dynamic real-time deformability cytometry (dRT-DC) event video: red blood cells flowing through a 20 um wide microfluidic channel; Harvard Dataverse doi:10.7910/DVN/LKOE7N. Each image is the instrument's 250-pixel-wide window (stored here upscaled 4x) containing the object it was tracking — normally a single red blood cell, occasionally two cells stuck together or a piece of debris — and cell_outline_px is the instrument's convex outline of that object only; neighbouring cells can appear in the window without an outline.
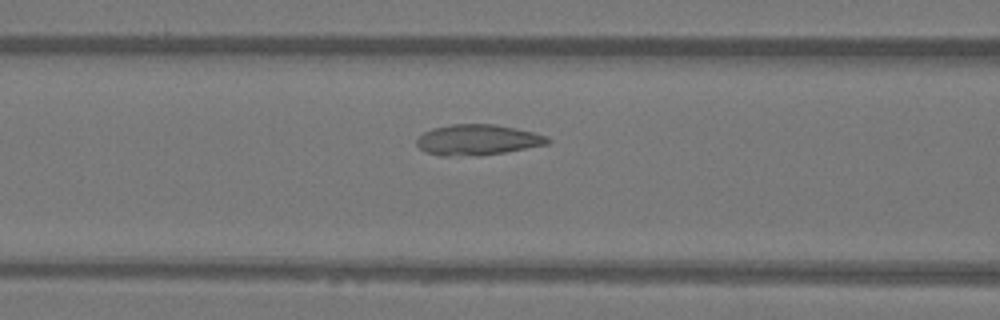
{"species": "Egyptian fruit bat (a non-hibernating species)", "species_latin": "Rousettus aegyptiacus", "temperature_condition": "warm", "stored_images_in_passage": 6, "camera_frame_rate_fps": 3000, "um_per_image_px": 0.085, "animal": {"sex": "female"}, "frame": {"image": 1, "passage_image": 6, "time_ms": 1.667, "image_size_px": [1000, 320], "cell_outline_px": [[552, 140], [548, 144], [504, 152], [480, 156], [440, 156], [424, 152], [416, 144], [416, 140], [424, 132], [432, 128], [452, 124], [496, 124], [516, 128], [548, 136]], "centroid_in_image_um": [40.58, 11.89], "position_along_channel_um": 126.0, "area_um2": 23.58}}